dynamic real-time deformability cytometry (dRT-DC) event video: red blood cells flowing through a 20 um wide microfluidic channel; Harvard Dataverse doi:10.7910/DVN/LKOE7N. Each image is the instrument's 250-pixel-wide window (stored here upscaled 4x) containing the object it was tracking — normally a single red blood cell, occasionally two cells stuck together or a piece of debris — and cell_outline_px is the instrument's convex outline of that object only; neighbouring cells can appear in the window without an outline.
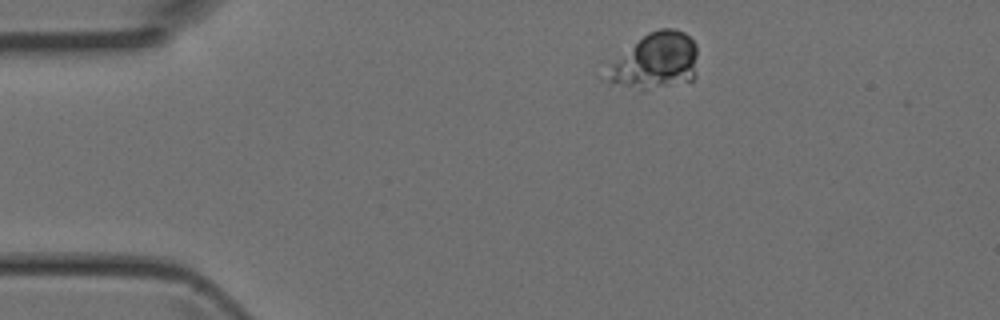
{"species": "Egyptian fruit bat (a non-hibernating species)", "species_latin": "Rousettus aegyptiacus", "temperature_condition": "room temperature", "stored_images_in_passage": 3, "camera_frame_rate_fps": 3000, "um_per_image_px": 0.085, "animal": {"sex": "female"}, "frame": {"image": 1, "passage_image": 1, "time_ms": 0.0, "image_size_px": [1000, 320], "cell_outline_px": [[696, 76], [692, 80], [640, 92], [612, 84], [608, 80], [608, 64], [648, 32], [660, 28], [672, 28], [684, 32], [696, 44]], "centroid_in_image_um": [55.7, 5.22], "position_along_channel_um": 29.3, "area_um2": 29.94}}
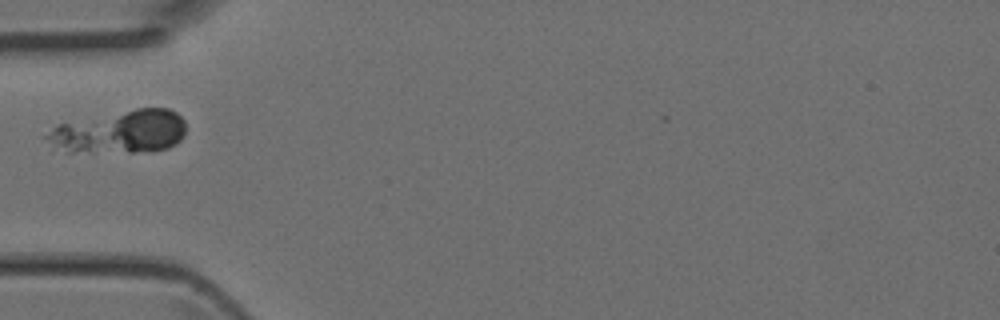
{"frame": {"image": 2, "passage_image": 3, "time_ms": 0.667, "image_size_px": [1000, 320], "cell_outline_px": [[184, 136], [176, 144], [168, 148], [152, 152], [68, 152], [44, 136], [52, 128], [60, 124], [136, 108], [168, 108], [176, 112], [184, 120]], "centroid_in_image_um": [10.3, 11.21], "position_along_channel_um": 74.7, "area_um2": 34.45}}